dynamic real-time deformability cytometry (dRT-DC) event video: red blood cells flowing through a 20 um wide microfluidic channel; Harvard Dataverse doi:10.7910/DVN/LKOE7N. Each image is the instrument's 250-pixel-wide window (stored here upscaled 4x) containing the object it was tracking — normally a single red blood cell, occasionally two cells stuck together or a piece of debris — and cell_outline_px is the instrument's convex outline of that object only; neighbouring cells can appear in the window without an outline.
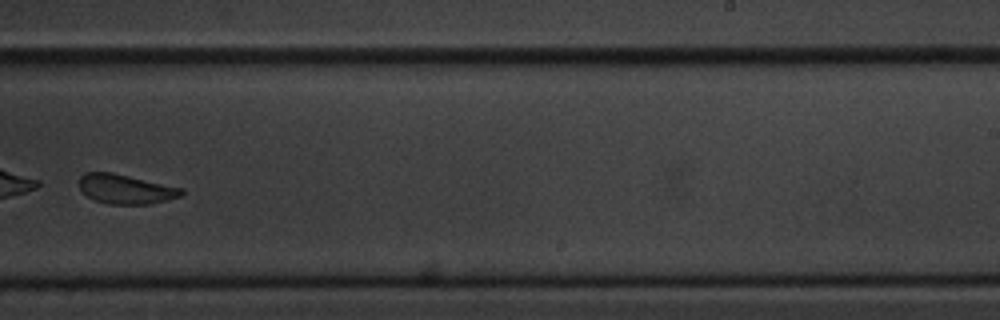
{"species": "common noctule bat (a hibernating species)", "species_latin": "Nyctalus noctula", "temperature_condition": "cold", "stored_images_in_passage": 15, "camera_frame_rate_fps": 3000, "um_per_image_px": 0.085, "animal": {"sex": "male", "body_mass_g": 20.1, "forearm_length_mm": 53.5}, "frame": {"image": 1, "passage_image": 9, "time_ms": 10.667, "image_size_px": [1000, 320], "cell_outline_px": [[184, 192], [180, 196], [152, 204], [108, 204], [96, 200], [88, 196], [80, 188], [80, 176], [84, 172], [112, 172], [184, 188]], "centroid_in_image_um": [10.7, 16.06], "position_along_channel_um": 278.3, "area_um2": 17.51}}
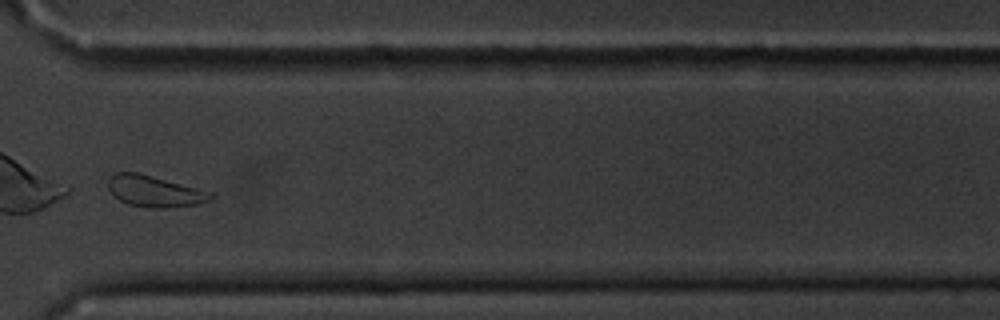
{"frame": {"image": 2, "passage_image": 11, "time_ms": 13.0, "image_size_px": [1000, 320], "cell_outline_px": [[216, 196], [212, 200], [196, 204], [164, 208], [148, 208], [128, 204], [112, 196], [108, 188], [108, 180], [116, 172], [140, 172], [212, 192]], "centroid_in_image_um": [13.14, 16.25], "position_along_channel_um": 357.5, "area_um2": 18.9}, "authors_computed_cell_mechanics": {"area_um2": 18.9006, "velocity_mm_per_s": 3.3696, "shape_relaxation_time_tau1_ms": 1.4634, "shape_relaxation_time_tau2_ms": 0.9181, "deformation_change_tau1": 0.1614, "deformation_change_tau2": 0.0691}}